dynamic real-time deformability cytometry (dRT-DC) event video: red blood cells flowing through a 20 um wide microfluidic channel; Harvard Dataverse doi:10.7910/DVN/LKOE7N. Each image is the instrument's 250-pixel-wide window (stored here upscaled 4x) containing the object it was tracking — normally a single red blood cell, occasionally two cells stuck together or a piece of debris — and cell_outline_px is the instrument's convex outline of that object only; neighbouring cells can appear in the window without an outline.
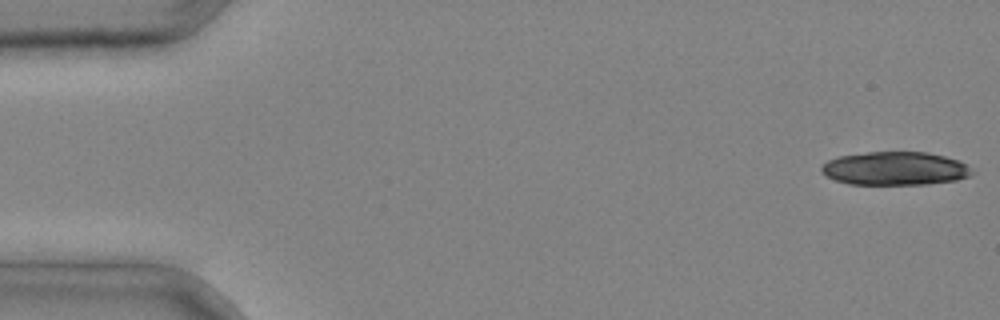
{"species": "common noctule bat (a hibernating species)", "species_latin": "Nyctalus noctula", "temperature_condition": "cold", "stored_images_in_passage": 6, "camera_frame_rate_fps": 3000, "um_per_image_px": 0.085, "animal": {"sex": "male", "body_mass_g": 20.4}, "frame": {"image": 1, "passage_image": 1, "time_ms": 0.0, "image_size_px": [1000, 320], "cell_outline_px": [[976, 172], [968, 176], [956, 180], [928, 184], [848, 184], [836, 180], [820, 172], [820, 168], [828, 160], [840, 156], [868, 152], [928, 152], [944, 156], [956, 160], [964, 164]], "centroid_in_image_um": [76.07, 14.32], "position_along_channel_um": 8.9, "area_um2": 29.13}}
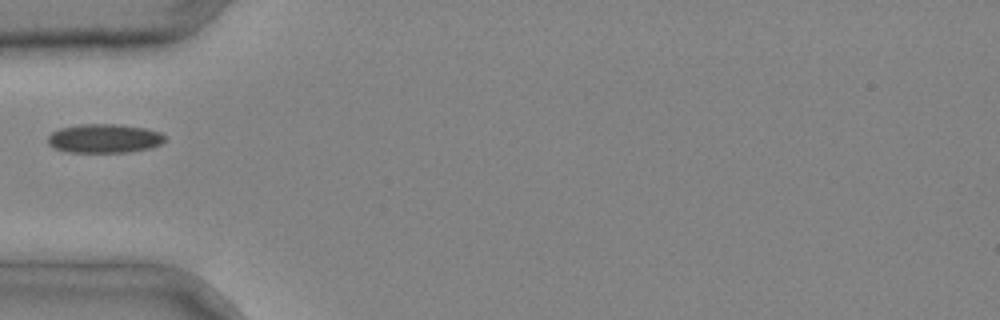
{"frame": {"image": 2, "passage_image": 6, "time_ms": 1.667, "image_size_px": [1000, 320], "cell_outline_px": [[168, 140], [152, 148], [128, 152], [68, 152], [52, 148], [48, 144], [48, 136], [52, 132], [60, 128], [80, 124], [120, 124], [144, 128], [160, 132], [168, 136]], "centroid_in_image_um": [8.9, 11.77], "position_along_channel_um": 76.1, "area_um2": 20.06}}